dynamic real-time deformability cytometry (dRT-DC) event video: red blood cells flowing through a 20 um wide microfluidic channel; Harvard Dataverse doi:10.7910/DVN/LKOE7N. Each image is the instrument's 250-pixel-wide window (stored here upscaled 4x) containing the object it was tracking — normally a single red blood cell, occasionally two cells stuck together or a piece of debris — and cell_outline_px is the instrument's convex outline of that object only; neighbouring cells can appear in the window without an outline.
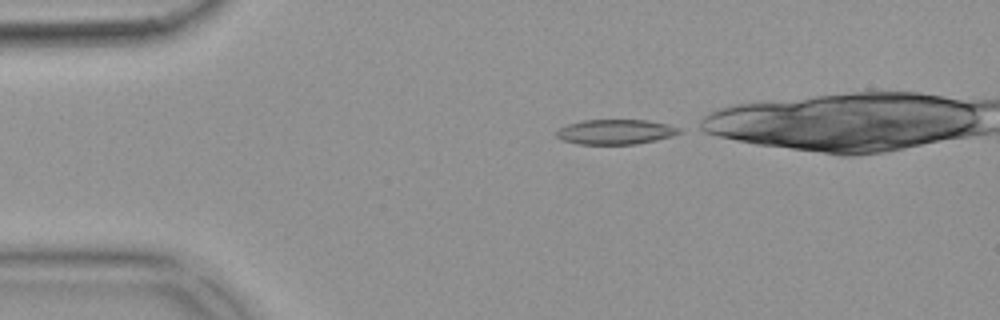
{"species": "common noctule bat (a hibernating species)", "species_latin": "Nyctalus noctula", "temperature_condition": "warm", "stored_images_in_passage": 33, "camera_frame_rate_fps": 3000, "um_per_image_px": 0.085, "animal": {"sex": "female", "body_mass_g": 18.4}, "frame": {"image": 1, "passage_image": 1, "time_ms": 0.0, "image_size_px": [1000, 320], "cell_outline_px": [[680, 132], [656, 140], [636, 144], [580, 144], [564, 140], [556, 136], [556, 132], [560, 128], [568, 124], [584, 120], [644, 120], [664, 124], [676, 128]], "centroid_in_image_um": [52.24, 11.21], "position_along_channel_um": 32.8, "area_um2": 17.28}}
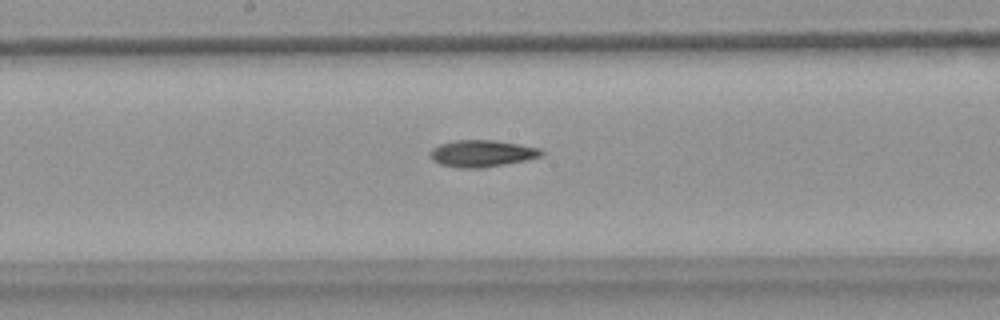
{"frame": {"image": 2, "passage_image": 18, "time_ms": 5.667, "image_size_px": [1000, 320], "cell_outline_px": [[544, 152], [540, 156], [524, 160], [484, 168], [456, 168], [440, 164], [432, 160], [432, 148], [440, 144], [456, 140], [492, 140], [540, 148]], "centroid_in_image_um": [40.94, 13.05], "position_along_channel_um": 207.3, "area_um2": 17.11}}
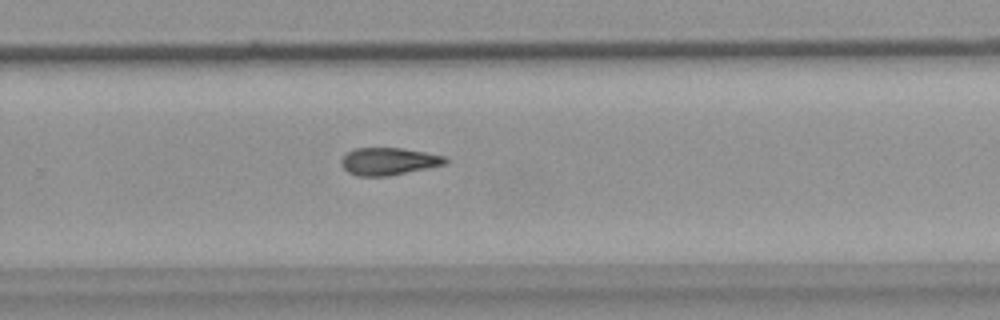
{"frame": {"image": 3, "passage_image": 25, "time_ms": 8.0, "image_size_px": [1000, 320], "cell_outline_px": [[448, 160], [444, 164], [388, 176], [356, 176], [348, 172], [340, 164], [340, 160], [348, 152], [356, 148], [400, 148], [424, 152], [444, 156]], "centroid_in_image_um": [32.98, 13.71], "position_along_channel_um": 296.8, "area_um2": 16.36}}